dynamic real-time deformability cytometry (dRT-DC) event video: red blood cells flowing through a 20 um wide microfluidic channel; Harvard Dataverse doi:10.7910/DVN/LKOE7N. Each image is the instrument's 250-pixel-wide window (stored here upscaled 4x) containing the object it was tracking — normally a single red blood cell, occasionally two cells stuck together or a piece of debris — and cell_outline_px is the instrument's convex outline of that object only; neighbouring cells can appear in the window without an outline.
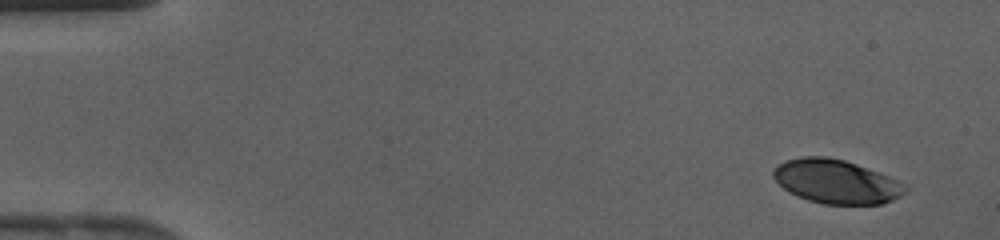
{"species": "human", "species_latin": "Homo sapiens", "temperature_condition": "cold", "stored_images_in_passage": 41, "camera_frame_rate_fps": 3000, "um_per_image_px": 0.085, "donor": {"sex": "female"}, "frame": {"image": 1, "passage_image": 1, "time_ms": 0.0, "image_size_px": [1000, 240], "cell_outline_px": [[908, 188], [900, 196], [892, 200], [880, 204], [824, 204], [808, 200], [796, 196], [788, 192], [772, 176], [772, 172], [776, 164], [784, 160], [804, 156], [824, 156], [844, 160], [856, 164], [888, 176], [908, 184]], "centroid_in_image_um": [71.05, 15.43], "position_along_channel_um": 13.9, "area_um2": 33.81}}
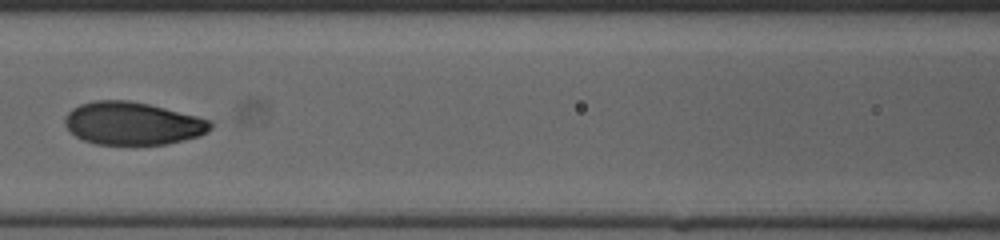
{"frame": {"image": 2, "passage_image": 18, "time_ms": 5.667, "image_size_px": [1000, 240], "cell_outline_px": [[212, 128], [208, 132], [200, 136], [168, 144], [96, 144], [84, 140], [76, 136], [64, 124], [64, 120], [68, 112], [72, 108], [80, 104], [96, 100], [128, 100], [148, 104], [212, 120]], "centroid_in_image_um": [11.29, 10.49], "position_along_channel_um": 155.3, "area_um2": 36.24}}
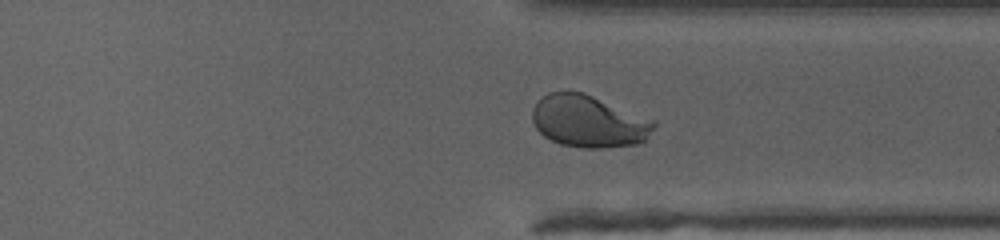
{"frame": {"image": 3, "passage_image": 31, "time_ms": 10.0, "image_size_px": [1000, 240], "cell_outline_px": [[656, 124], [644, 140], [636, 144], [604, 148], [580, 148], [560, 144], [544, 136], [536, 128], [532, 120], [532, 108], [548, 92], [584, 92], [656, 120]], "centroid_in_image_um": [50.04, 10.32], "position_along_channel_um": 361.4, "area_um2": 36.93}}